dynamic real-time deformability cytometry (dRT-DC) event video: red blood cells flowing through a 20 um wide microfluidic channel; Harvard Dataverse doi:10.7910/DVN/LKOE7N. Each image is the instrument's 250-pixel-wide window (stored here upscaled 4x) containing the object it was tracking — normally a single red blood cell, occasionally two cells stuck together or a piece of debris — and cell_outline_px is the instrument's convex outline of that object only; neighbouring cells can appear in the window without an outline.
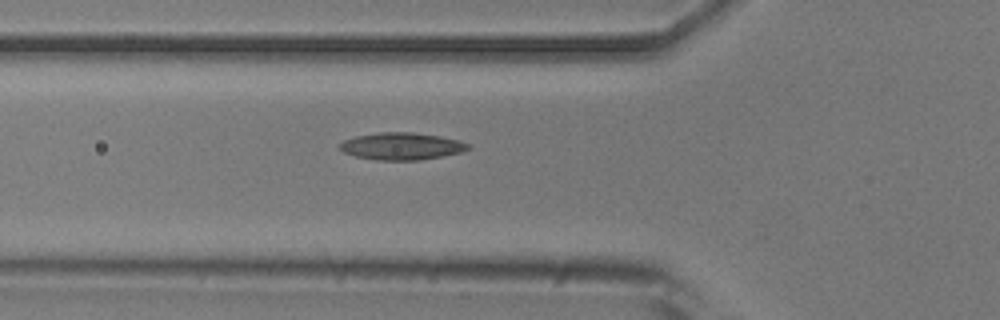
{"species": "common noctule bat (a hibernating species)", "species_latin": "Nyctalus noctula", "temperature_condition": "room temperature", "stored_images_in_passage": 4, "camera_frame_rate_fps": 3000, "um_per_image_px": 0.085, "animal": {"sex": "male", "body_mass_g": 20.5, "forearm_length_mm": 52.5}, "frame": {"image": 1, "passage_image": 4, "time_ms": 4.333, "image_size_px": [1000, 320], "cell_outline_px": [[472, 148], [460, 152], [444, 156], [420, 160], [376, 160], [356, 156], [344, 152], [336, 148], [344, 140], [356, 136], [380, 132], [412, 132], [440, 136], [460, 140], [472, 144]], "centroid_in_image_um": [34.17, 12.42], "position_along_channel_um": 91.6, "area_um2": 20.52}}